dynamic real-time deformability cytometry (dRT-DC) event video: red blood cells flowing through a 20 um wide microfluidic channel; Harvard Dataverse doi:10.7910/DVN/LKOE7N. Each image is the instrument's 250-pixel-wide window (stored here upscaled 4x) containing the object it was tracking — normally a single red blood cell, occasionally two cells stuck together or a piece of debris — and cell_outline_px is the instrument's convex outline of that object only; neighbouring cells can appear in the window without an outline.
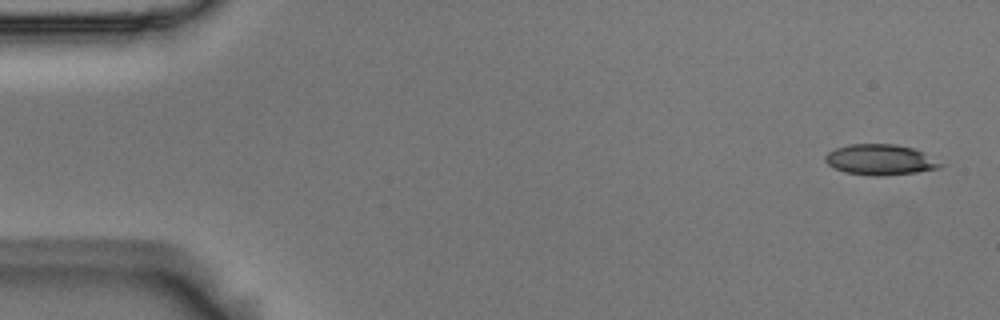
{"species": "Egyptian fruit bat (a non-hibernating species)", "species_latin": "Rousettus aegyptiacus", "temperature_condition": "room temperature", "stored_images_in_passage": 10, "camera_frame_rate_fps": 3000, "um_per_image_px": 0.085, "animal": {"sex": "male"}, "frame": {"image": 1, "passage_image": 2, "time_ms": 0.333, "image_size_px": [1000, 320], "cell_outline_px": [[944, 164], [940, 168], [916, 172], [876, 176], [844, 172], [828, 164], [824, 160], [824, 156], [828, 152], [836, 148], [848, 144], [896, 144], [912, 148]], "centroid_in_image_um": [74.78, 13.57], "position_along_channel_um": 10.2, "area_um2": 20.23}}